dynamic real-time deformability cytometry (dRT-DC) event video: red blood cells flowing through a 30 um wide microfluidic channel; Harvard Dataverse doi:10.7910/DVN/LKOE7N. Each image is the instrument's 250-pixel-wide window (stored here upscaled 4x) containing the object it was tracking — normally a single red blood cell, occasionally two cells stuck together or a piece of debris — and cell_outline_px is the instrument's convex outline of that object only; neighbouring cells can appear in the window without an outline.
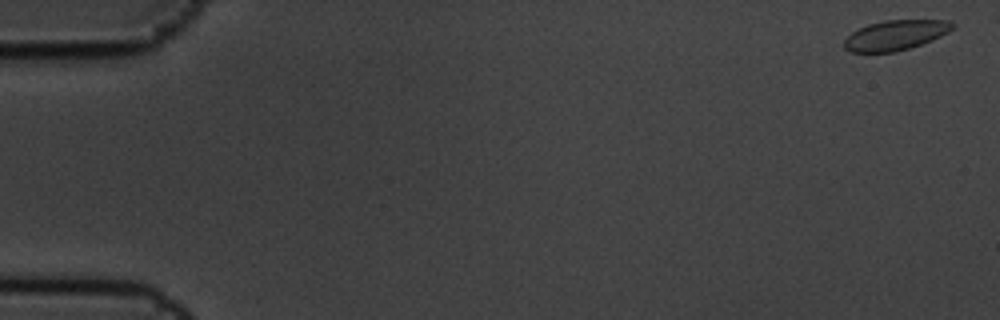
{"species": "common noctule bat (a hibernating species)", "species_latin": "Nyctalus noctula", "temperature_condition": "cold", "stored_images_in_passage": 9, "camera_frame_rate_fps": 3000, "um_per_image_px": 0.085, "animal": {"sex": "male", "body_mass_g": 19.5, "forearm_length_mm": 54.6}, "frame": {"image": 1, "passage_image": 1, "time_ms": 0.0, "image_size_px": [1000, 320], "cell_outline_px": [[956, 24], [948, 32], [932, 40], [896, 52], [852, 52], [844, 48], [844, 40], [852, 32], [868, 24], [884, 20], [948, 20]], "centroid_in_image_um": [76.11, 2.98], "position_along_channel_um": 8.9, "area_um2": 18.79}}
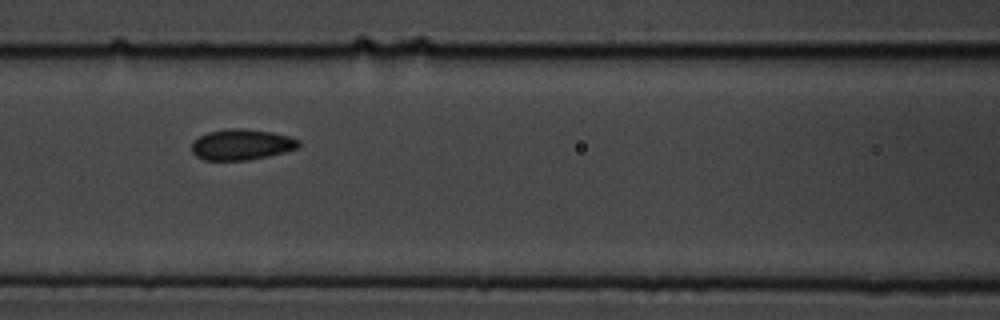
{"frame": {"image": 2, "passage_image": 8, "time_ms": 2.333, "image_size_px": [1000, 320], "cell_outline_px": [[300, 148], [268, 156], [248, 160], [204, 160], [196, 156], [192, 152], [192, 140], [208, 132], [228, 128], [240, 128], [272, 132], [288, 136], [300, 140]], "centroid_in_image_um": [20.53, 12.29], "position_along_channel_um": 146.1, "area_um2": 19.31}}
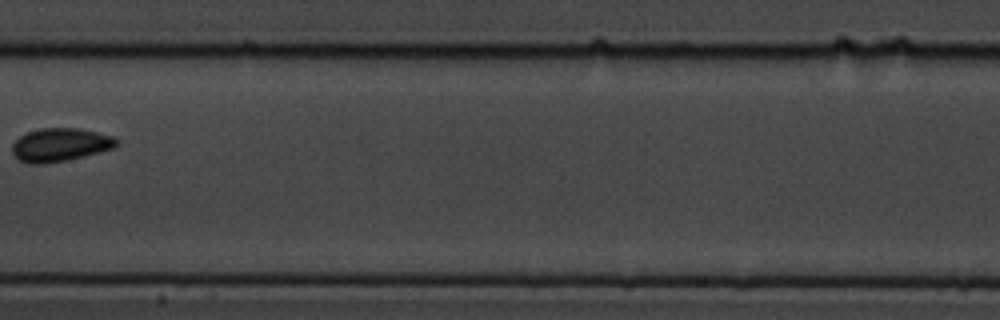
{"frame": {"image": 3, "passage_image": 9, "time_ms": 2.667, "image_size_px": [1000, 320], "cell_outline_px": [[120, 140], [112, 148], [100, 152], [68, 160], [44, 164], [28, 164], [20, 160], [12, 152], [12, 144], [20, 136], [28, 132], [40, 128], [80, 128], [112, 136]], "centroid_in_image_um": [5.1, 12.31], "position_along_channel_um": 202.3, "area_um2": 20.23}}